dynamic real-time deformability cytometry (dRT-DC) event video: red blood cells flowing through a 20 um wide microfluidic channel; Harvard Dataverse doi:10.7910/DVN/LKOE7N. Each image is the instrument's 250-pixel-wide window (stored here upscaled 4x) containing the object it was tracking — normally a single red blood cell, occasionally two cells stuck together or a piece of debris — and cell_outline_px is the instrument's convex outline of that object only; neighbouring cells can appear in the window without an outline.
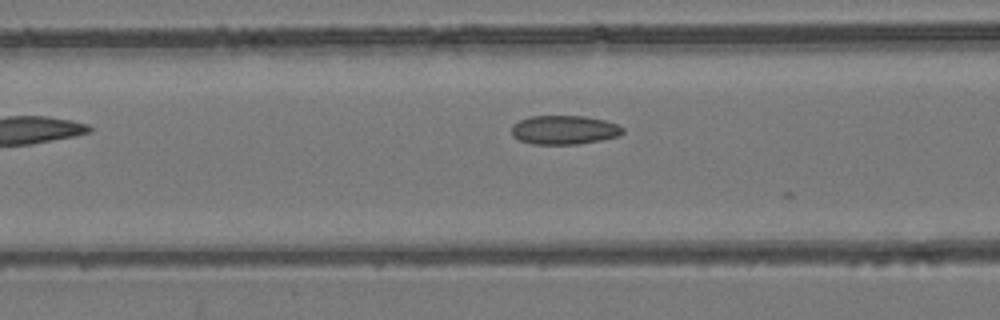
{"species": "common noctule bat (a hibernating species)", "species_latin": "Nyctalus noctula", "temperature_condition": "room temperature", "stored_images_in_passage": 8, "camera_frame_rate_fps": 3000, "um_per_image_px": 0.085, "animal": {"sex": "female", "body_mass_g": 24.6, "forearm_length_mm": 56.2}, "frame": {"image": 1, "passage_image": 6, "time_ms": 1.667, "image_size_px": [1000, 320], "cell_outline_px": [[624, 132], [620, 136], [600, 140], [576, 144], [532, 144], [520, 140], [512, 136], [512, 124], [528, 116], [584, 116], [604, 120], [620, 124], [624, 128]], "centroid_in_image_um": [47.98, 11.03], "position_along_channel_um": 118.6, "area_um2": 18.9}}